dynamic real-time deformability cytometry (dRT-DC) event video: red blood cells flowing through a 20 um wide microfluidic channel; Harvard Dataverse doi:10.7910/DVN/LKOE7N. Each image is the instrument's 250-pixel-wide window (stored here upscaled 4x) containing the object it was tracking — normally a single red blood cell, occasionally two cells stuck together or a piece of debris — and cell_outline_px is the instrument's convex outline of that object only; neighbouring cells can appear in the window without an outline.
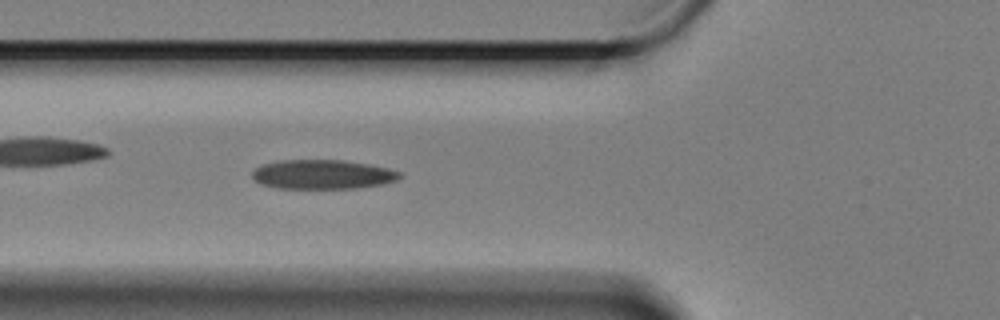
{"species": "Egyptian fruit bat (a non-hibernating species)", "species_latin": "Rousettus aegyptiacus", "temperature_condition": "cold", "stored_images_in_passage": 61, "camera_frame_rate_fps": 3000, "um_per_image_px": 0.085, "animal": {"sex": "female"}, "frame": {"image": 1, "passage_image": 21, "time_ms": 6.667, "image_size_px": [1000, 320], "cell_outline_px": [[404, 176], [396, 180], [384, 184], [356, 188], [276, 188], [260, 184], [252, 176], [252, 172], [256, 168], [264, 164], [280, 160], [344, 160], [368, 164], [388, 168], [400, 172]], "centroid_in_image_um": [27.44, 14.82], "position_along_channel_um": 98.4, "area_um2": 25.2}}
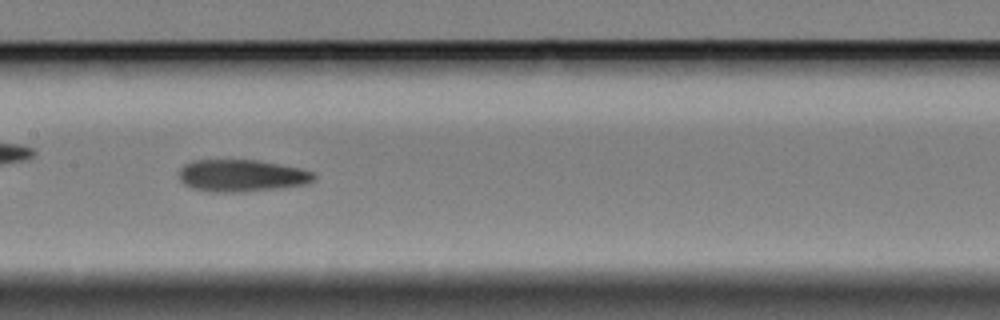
{"frame": {"image": 2, "passage_image": 29, "time_ms": 9.333, "image_size_px": [1000, 320], "cell_outline_px": [[316, 176], [312, 180], [304, 184], [280, 188], [244, 192], [208, 192], [192, 188], [184, 184], [180, 180], [180, 168], [184, 164], [192, 160], [260, 160], [300, 168], [312, 172]], "centroid_in_image_um": [20.51, 14.93], "position_along_channel_um": 186.9, "area_um2": 25.32}}
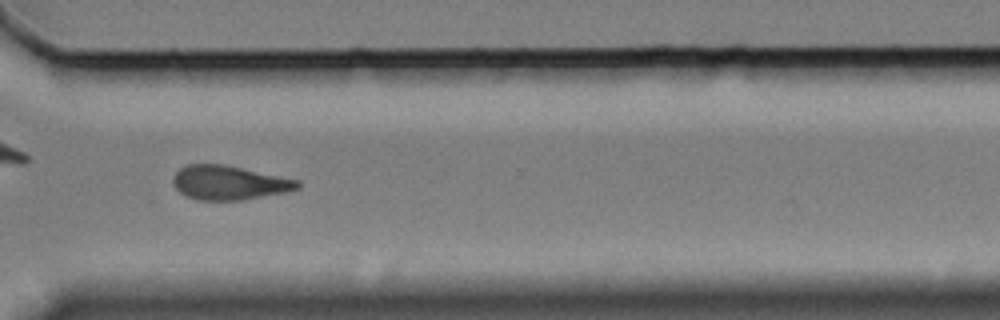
{"frame": {"image": 3, "passage_image": 44, "time_ms": 14.333, "image_size_px": [1000, 320], "cell_outline_px": [[300, 188], [284, 192], [244, 200], [196, 200], [184, 196], [172, 184], [172, 180], [176, 172], [180, 168], [188, 164], [224, 164], [300, 180]], "centroid_in_image_um": [19.45, 15.53], "position_along_channel_um": 351.1, "area_um2": 24.91}, "authors_computed_cell_mechanics": {"area_um2": 24.9696, "velocity_mm_per_s": 3.2921, "shape_relaxation_time_tau1_ms": null, "shape_relaxation_time_tau2_ms": 8.9612, "deformation_change_tau1": null, "deformation_change_tau2": 0.1802}}